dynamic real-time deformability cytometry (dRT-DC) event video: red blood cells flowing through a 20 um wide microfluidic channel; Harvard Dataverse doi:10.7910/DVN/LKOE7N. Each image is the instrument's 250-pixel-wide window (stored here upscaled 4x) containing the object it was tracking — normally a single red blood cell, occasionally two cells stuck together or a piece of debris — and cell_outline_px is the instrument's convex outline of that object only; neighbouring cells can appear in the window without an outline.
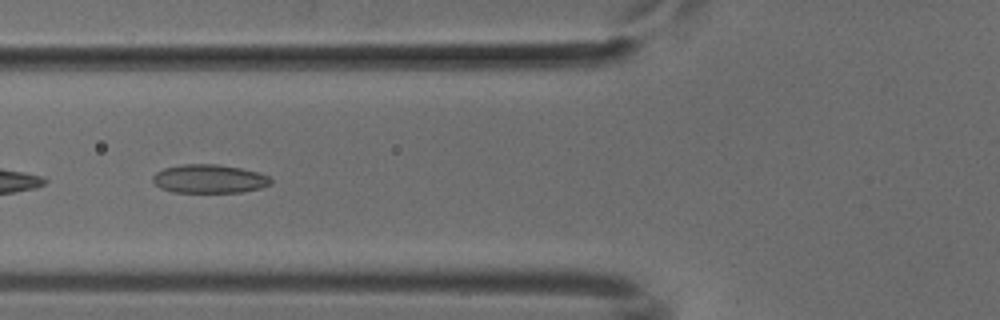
{"species": "common noctule bat (a hibernating species)", "species_latin": "Nyctalus noctula", "temperature_condition": "cold", "stored_images_in_passage": 40, "camera_frame_rate_fps": 3000, "um_per_image_px": 0.085, "animal": {"sex": "male", "body_mass_g": 18.8}, "frame": {"image": 1, "passage_image": 12, "time_ms": 3.667, "image_size_px": [1000, 320], "cell_outline_px": [[272, 184], [260, 188], [240, 192], [172, 192], [160, 188], [152, 180], [152, 176], [156, 172], [164, 168], [180, 164], [216, 164], [240, 168], [256, 172], [268, 176], [272, 180]], "centroid_in_image_um": [17.76, 15.2], "position_along_channel_um": 108.0, "area_um2": 19.65}}
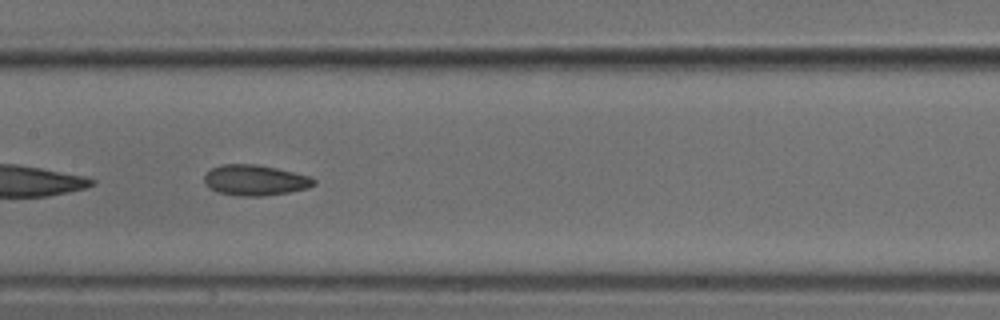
{"frame": {"image": 2, "passage_image": 18, "time_ms": 5.667, "image_size_px": [1000, 320], "cell_outline_px": [[316, 184], [308, 188], [288, 192], [260, 196], [236, 196], [216, 192], [204, 184], [204, 176], [212, 168], [220, 164], [256, 164], [276, 168], [312, 176], [316, 180]], "centroid_in_image_um": [21.68, 15.31], "position_along_channel_um": 185.7, "area_um2": 19.71}}